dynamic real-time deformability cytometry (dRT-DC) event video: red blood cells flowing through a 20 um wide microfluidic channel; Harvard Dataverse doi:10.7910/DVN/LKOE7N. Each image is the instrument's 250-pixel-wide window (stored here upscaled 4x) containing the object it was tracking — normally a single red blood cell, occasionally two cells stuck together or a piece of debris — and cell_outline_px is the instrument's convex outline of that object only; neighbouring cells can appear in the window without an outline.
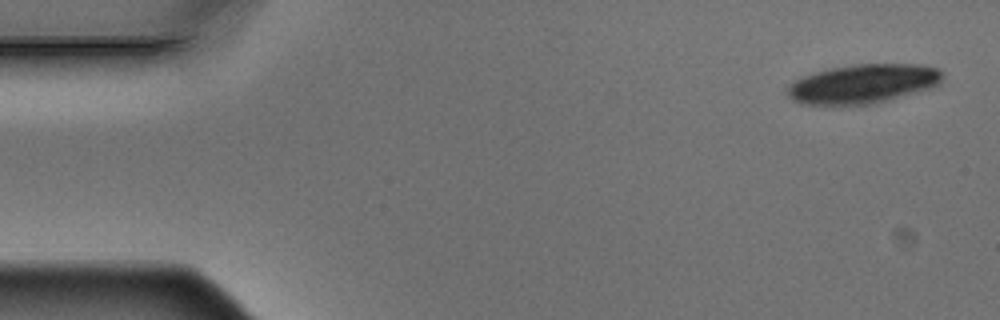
{"species": "Egyptian fruit bat (a non-hibernating species)", "species_latin": "Rousettus aegyptiacus", "temperature_condition": "warm", "stored_images_in_passage": 6, "camera_frame_rate_fps": 3000, "um_per_image_px": 0.085, "animal": {"sex": "male"}, "frame": {"image": 1, "passage_image": 1, "time_ms": 0.0, "image_size_px": [1000, 320], "cell_outline_px": [[944, 76], [940, 84], [928, 88], [888, 100], [872, 104], [800, 104], [792, 100], [784, 92], [784, 88], [788, 84], [800, 76], [828, 68], [856, 64], [920, 64], [940, 68], [944, 72]], "centroid_in_image_um": [73.31, 7.11], "position_along_channel_um": 11.7, "area_um2": 35.78}}